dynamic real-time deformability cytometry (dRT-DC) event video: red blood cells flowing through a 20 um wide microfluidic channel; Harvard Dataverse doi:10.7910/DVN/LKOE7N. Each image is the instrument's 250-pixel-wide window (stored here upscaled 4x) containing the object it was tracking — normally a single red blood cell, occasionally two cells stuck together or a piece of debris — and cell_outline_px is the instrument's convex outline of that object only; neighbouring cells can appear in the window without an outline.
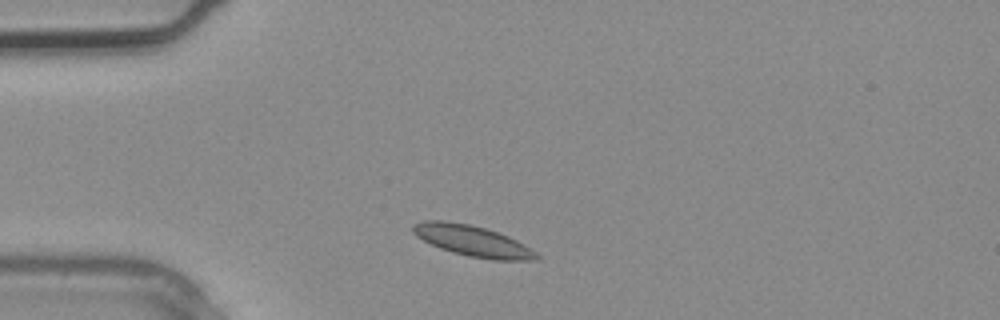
{"species": "common noctule bat (a hibernating species)", "species_latin": "Nyctalus noctula", "temperature_condition": "warm", "stored_images_in_passage": 4, "camera_frame_rate_fps": 3000, "um_per_image_px": 0.085, "animal": {"sex": "male", "body_mass_g": 20.4}, "frame": {"image": 1, "passage_image": 4, "time_ms": 1.0, "image_size_px": [1000, 320], "cell_outline_px": [[540, 256], [536, 260], [492, 260], [468, 256], [452, 252], [440, 248], [416, 236], [412, 232], [412, 224], [424, 220], [444, 220], [468, 224], [488, 228], [508, 236], [524, 244], [536, 252]], "centroid_in_image_um": [40.16, 20.47], "position_along_channel_um": 44.8, "area_um2": 22.31}}